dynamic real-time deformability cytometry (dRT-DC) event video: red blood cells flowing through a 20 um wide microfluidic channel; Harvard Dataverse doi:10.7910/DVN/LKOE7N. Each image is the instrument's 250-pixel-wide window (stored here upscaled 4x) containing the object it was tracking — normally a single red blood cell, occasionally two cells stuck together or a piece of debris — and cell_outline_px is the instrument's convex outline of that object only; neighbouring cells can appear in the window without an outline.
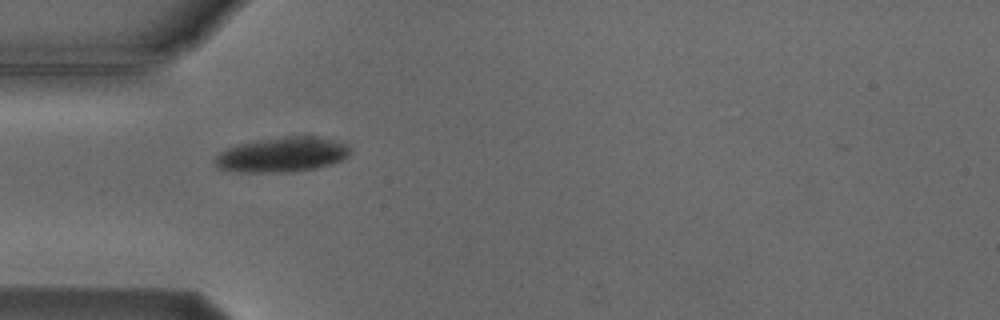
{"species": "Egyptian fruit bat (a non-hibernating species)", "species_latin": "Rousettus aegyptiacus", "temperature_condition": "cold", "stored_images_in_passage": 4, "camera_frame_rate_fps": 3000, "um_per_image_px": 0.085, "animal": {"sex": "male"}, "frame": {"image": 1, "passage_image": 3, "time_ms": 3.333, "image_size_px": [1000, 320], "cell_outline_px": [[352, 152], [348, 156], [332, 164], [316, 168], [292, 172], [240, 172], [220, 168], [216, 164], [216, 156], [220, 152], [236, 144], [256, 140], [284, 136], [316, 136], [348, 144], [352, 148]], "centroid_in_image_um": [24.03, 13.13], "position_along_channel_um": 61.0, "area_um2": 27.57}}